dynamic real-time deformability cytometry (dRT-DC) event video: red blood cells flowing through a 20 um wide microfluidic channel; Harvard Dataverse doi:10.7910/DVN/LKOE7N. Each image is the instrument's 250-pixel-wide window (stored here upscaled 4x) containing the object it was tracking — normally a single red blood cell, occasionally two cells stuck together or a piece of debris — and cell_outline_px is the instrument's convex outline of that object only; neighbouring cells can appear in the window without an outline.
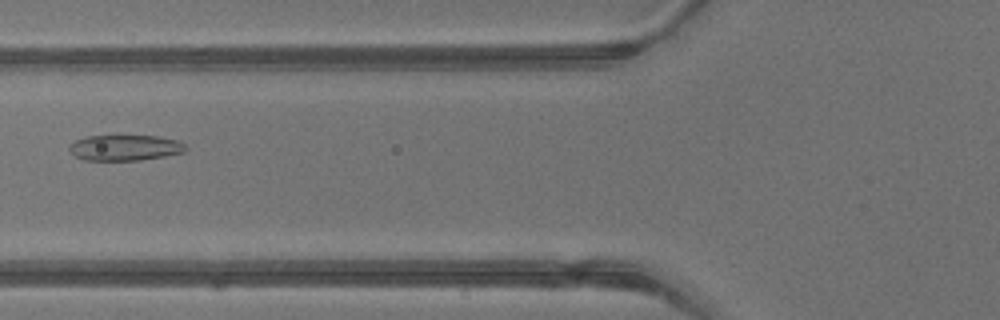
{"species": "common noctule bat (a hibernating species)", "species_latin": "Nyctalus noctula", "temperature_condition": "warm", "stored_images_in_passage": 4, "camera_frame_rate_fps": 3000, "um_per_image_px": 0.085, "animal": {"sex": "male", "body_mass_g": 13.3}, "frame": {"image": 1, "passage_image": 4, "time_ms": 1.0, "image_size_px": [1000, 320], "cell_outline_px": [[188, 148], [184, 152], [164, 156], [140, 160], [84, 160], [76, 156], [68, 148], [68, 144], [84, 136], [160, 136], [176, 140], [184, 144]], "centroid_in_image_um": [10.61, 12.55], "position_along_channel_um": 115.2, "area_um2": 17.4}}